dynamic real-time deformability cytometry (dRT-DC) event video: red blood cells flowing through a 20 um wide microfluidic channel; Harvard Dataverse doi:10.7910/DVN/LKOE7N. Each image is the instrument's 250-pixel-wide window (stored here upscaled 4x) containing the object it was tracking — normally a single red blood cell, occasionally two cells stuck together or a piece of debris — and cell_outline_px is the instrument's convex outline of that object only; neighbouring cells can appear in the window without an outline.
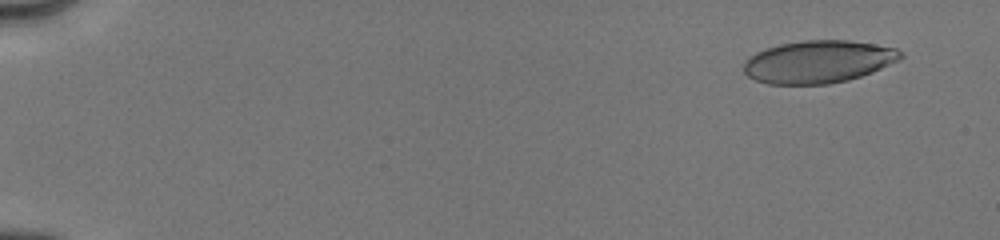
{"species": "human", "species_latin": "Homo sapiens", "temperature_condition": "cold", "stored_images_in_passage": 10, "camera_frame_rate_fps": 3000, "um_per_image_px": 0.085, "donor": {"sex": "male"}, "frame": {"image": 1, "passage_image": 1, "time_ms": 0.0, "image_size_px": [1000, 240], "cell_outline_px": [[904, 56], [900, 60], [872, 72], [848, 80], [828, 84], [768, 84], [756, 80], [748, 76], [744, 72], [744, 60], [756, 52], [780, 44], [804, 40], [848, 40], [896, 48]], "centroid_in_image_um": [69.55, 5.25], "position_along_channel_um": 15.4, "area_um2": 38.78}}
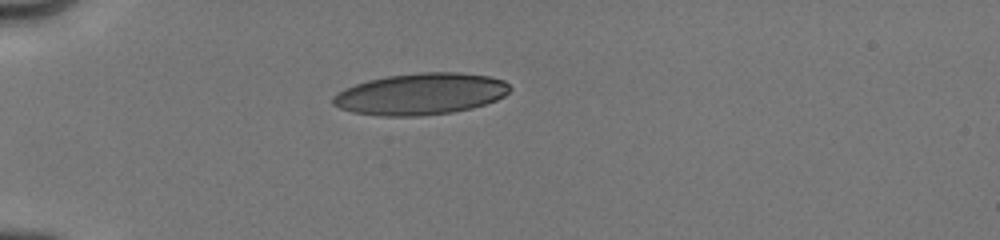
{"frame": {"image": 2, "passage_image": 6, "time_ms": 4.0, "image_size_px": [1000, 240], "cell_outline_px": [[512, 88], [504, 96], [496, 100], [472, 108], [452, 112], [420, 116], [380, 116], [352, 112], [340, 108], [332, 104], [332, 96], [344, 88], [368, 80], [388, 76], [420, 72], [460, 72], [488, 76], [504, 80]], "centroid_in_image_um": [35.75, 7.99], "position_along_channel_um": 49.3, "area_um2": 42.95}}
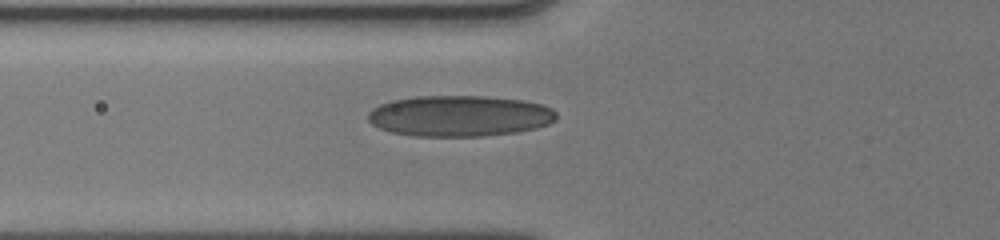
{"frame": {"image": 3, "passage_image": 10, "time_ms": 5.667, "image_size_px": [1000, 240], "cell_outline_px": [[556, 120], [548, 124], [536, 128], [516, 132], [484, 136], [416, 136], [392, 132], [380, 128], [372, 124], [368, 120], [368, 112], [372, 108], [380, 104], [392, 100], [416, 96], [488, 96], [524, 100], [540, 104], [552, 108], [556, 112]], "centroid_in_image_um": [39.07, 9.85], "position_along_channel_um": 86.7, "area_um2": 45.14}}